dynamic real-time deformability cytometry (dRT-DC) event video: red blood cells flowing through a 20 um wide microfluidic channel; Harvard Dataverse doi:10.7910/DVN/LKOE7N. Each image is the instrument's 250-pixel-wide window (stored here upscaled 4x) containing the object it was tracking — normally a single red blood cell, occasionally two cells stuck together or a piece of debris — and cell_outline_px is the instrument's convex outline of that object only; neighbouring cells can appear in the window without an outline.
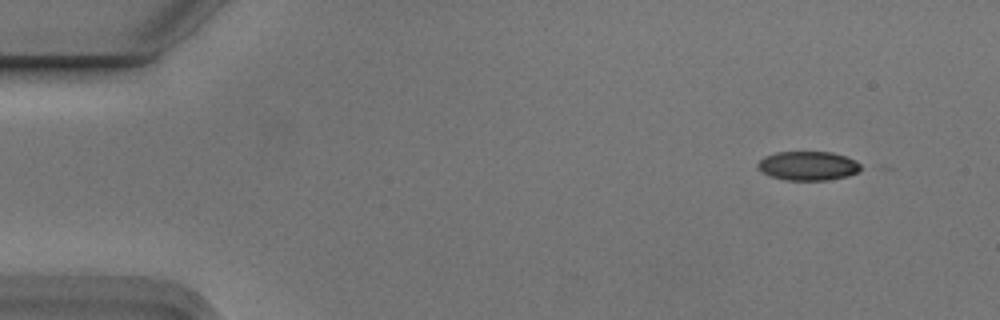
{"species": "Egyptian fruit bat (a non-hibernating species)", "species_latin": "Rousettus aegyptiacus", "temperature_condition": "cold", "stored_images_in_passage": 5, "camera_frame_rate_fps": 3000, "um_per_image_px": 0.085, "animal": {"sex": "male"}, "frame": {"image": 1, "passage_image": 1, "time_ms": 0.0, "image_size_px": [1000, 320], "cell_outline_px": [[864, 168], [848, 176], [828, 180], [788, 180], [772, 176], [764, 172], [756, 164], [764, 156], [776, 152], [832, 152], [856, 160]], "centroid_in_image_um": [68.72, 14.09], "position_along_channel_um": 16.3, "area_um2": 17.34}}